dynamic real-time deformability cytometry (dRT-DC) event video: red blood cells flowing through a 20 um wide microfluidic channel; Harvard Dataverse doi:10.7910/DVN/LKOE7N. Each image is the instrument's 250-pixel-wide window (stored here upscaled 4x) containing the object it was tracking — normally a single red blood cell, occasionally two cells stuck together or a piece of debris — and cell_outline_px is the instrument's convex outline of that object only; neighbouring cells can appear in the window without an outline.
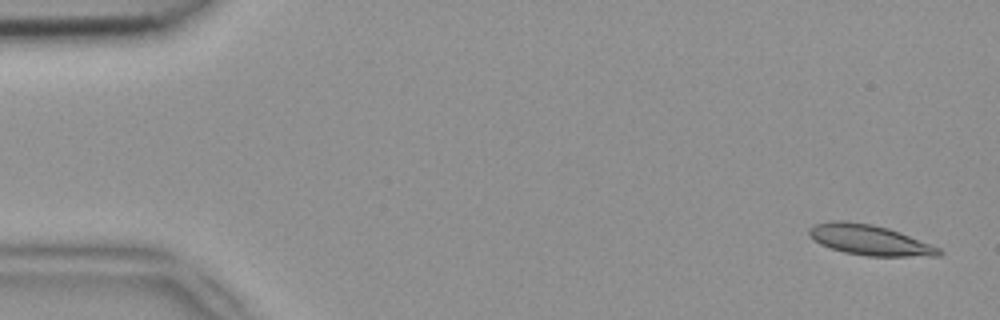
{"species": "common noctule bat (a hibernating species)", "species_latin": "Nyctalus noctula", "temperature_condition": "room temperature", "stored_images_in_passage": 52, "camera_frame_rate_fps": 3000, "um_per_image_px": 0.085, "animal": {"sex": "female", "body_mass_g": 18.4}, "frame": {"image": 1, "passage_image": 2, "time_ms": 0.333, "image_size_px": [1000, 320], "cell_outline_px": [[944, 252], [940, 256], [868, 256], [844, 252], [820, 244], [808, 232], [808, 228], [812, 224], [828, 220], [848, 220], [872, 224], [888, 228], [900, 232], [940, 248]], "centroid_in_image_um": [73.9, 20.38], "position_along_channel_um": 11.1, "area_um2": 23.06}}
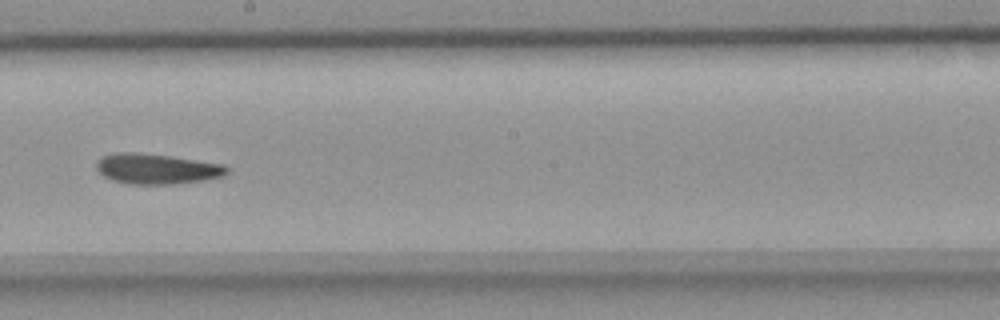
{"frame": {"image": 2, "passage_image": 29, "time_ms": 9.333, "image_size_px": [1000, 320], "cell_outline_px": [[228, 172], [224, 176], [204, 180], [172, 184], [128, 184], [112, 180], [104, 176], [96, 168], [96, 160], [100, 156], [116, 152], [136, 152], [168, 156], [224, 164], [228, 168]], "centroid_in_image_um": [13.29, 14.35], "position_along_channel_um": 234.9, "area_um2": 23.12}}
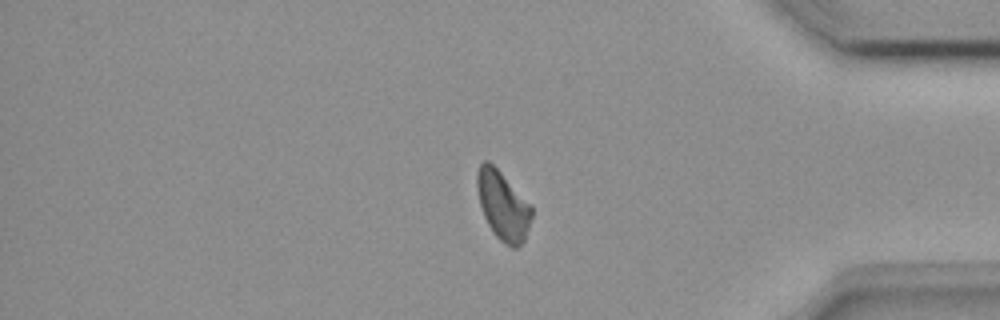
{"frame": {"image": 3, "passage_image": 43, "time_ms": 14.0, "image_size_px": [1000, 320], "cell_outline_px": [[532, 216], [524, 240], [516, 248], [512, 248], [500, 240], [492, 232], [484, 216], [480, 204], [476, 184], [476, 172], [480, 164], [484, 160], [488, 160], [532, 204]], "centroid_in_image_um": [42.74, 17.46], "position_along_channel_um": 392.5, "area_um2": 21.85}}